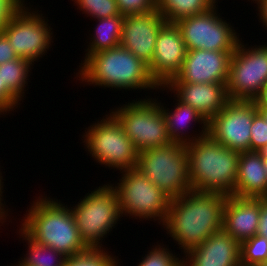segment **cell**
Segmentation results:
<instances>
[{"instance_id":"484cf974","label":"cell","mask_w":267,"mask_h":266,"mask_svg":"<svg viewBox=\"0 0 267 266\" xmlns=\"http://www.w3.org/2000/svg\"><path fill=\"white\" fill-rule=\"evenodd\" d=\"M105 247L87 246L78 253L65 256L63 266H120L119 257L116 258Z\"/></svg>"},{"instance_id":"5bb4252c","label":"cell","mask_w":267,"mask_h":266,"mask_svg":"<svg viewBox=\"0 0 267 266\" xmlns=\"http://www.w3.org/2000/svg\"><path fill=\"white\" fill-rule=\"evenodd\" d=\"M186 46L176 23L165 22L156 39L153 59L148 66L150 76L159 85H165L182 69Z\"/></svg>"},{"instance_id":"f1b7e54d","label":"cell","mask_w":267,"mask_h":266,"mask_svg":"<svg viewBox=\"0 0 267 266\" xmlns=\"http://www.w3.org/2000/svg\"><path fill=\"white\" fill-rule=\"evenodd\" d=\"M150 249L144 257H141L142 260L137 266H183V259L179 258L180 255H175L172 249L170 251L168 245L160 243Z\"/></svg>"},{"instance_id":"836d02e7","label":"cell","mask_w":267,"mask_h":266,"mask_svg":"<svg viewBox=\"0 0 267 266\" xmlns=\"http://www.w3.org/2000/svg\"><path fill=\"white\" fill-rule=\"evenodd\" d=\"M19 57L13 51L7 37L1 32L0 33V64L6 63L10 60L18 59Z\"/></svg>"},{"instance_id":"4dcf8cb0","label":"cell","mask_w":267,"mask_h":266,"mask_svg":"<svg viewBox=\"0 0 267 266\" xmlns=\"http://www.w3.org/2000/svg\"><path fill=\"white\" fill-rule=\"evenodd\" d=\"M250 151L258 152L267 144V122L257 113L251 126Z\"/></svg>"},{"instance_id":"d6a6232c","label":"cell","mask_w":267,"mask_h":266,"mask_svg":"<svg viewBox=\"0 0 267 266\" xmlns=\"http://www.w3.org/2000/svg\"><path fill=\"white\" fill-rule=\"evenodd\" d=\"M21 99L7 86L2 85V79L0 78V115L6 116V113H11L15 109L21 106ZM11 111V112H10Z\"/></svg>"},{"instance_id":"6da1fadb","label":"cell","mask_w":267,"mask_h":266,"mask_svg":"<svg viewBox=\"0 0 267 266\" xmlns=\"http://www.w3.org/2000/svg\"><path fill=\"white\" fill-rule=\"evenodd\" d=\"M226 199L227 195L220 192L192 189L171 199L162 227L174 243H177L181 254L184 255L212 234L223 230Z\"/></svg>"},{"instance_id":"8fae6325","label":"cell","mask_w":267,"mask_h":266,"mask_svg":"<svg viewBox=\"0 0 267 266\" xmlns=\"http://www.w3.org/2000/svg\"><path fill=\"white\" fill-rule=\"evenodd\" d=\"M215 4L206 12L176 22L187 50L235 51L240 39L236 28L220 16ZM217 9V10H216Z\"/></svg>"},{"instance_id":"1f68e13d","label":"cell","mask_w":267,"mask_h":266,"mask_svg":"<svg viewBox=\"0 0 267 266\" xmlns=\"http://www.w3.org/2000/svg\"><path fill=\"white\" fill-rule=\"evenodd\" d=\"M27 0H0V33L6 25L22 10Z\"/></svg>"},{"instance_id":"ffe728a7","label":"cell","mask_w":267,"mask_h":266,"mask_svg":"<svg viewBox=\"0 0 267 266\" xmlns=\"http://www.w3.org/2000/svg\"><path fill=\"white\" fill-rule=\"evenodd\" d=\"M234 196L267 197V175L259 152H240Z\"/></svg>"},{"instance_id":"83f0119b","label":"cell","mask_w":267,"mask_h":266,"mask_svg":"<svg viewBox=\"0 0 267 266\" xmlns=\"http://www.w3.org/2000/svg\"><path fill=\"white\" fill-rule=\"evenodd\" d=\"M82 13L92 20L119 15L116 0H71Z\"/></svg>"},{"instance_id":"4316f807","label":"cell","mask_w":267,"mask_h":266,"mask_svg":"<svg viewBox=\"0 0 267 266\" xmlns=\"http://www.w3.org/2000/svg\"><path fill=\"white\" fill-rule=\"evenodd\" d=\"M241 266H252L267 261V239L255 235L240 244Z\"/></svg>"},{"instance_id":"2e32d148","label":"cell","mask_w":267,"mask_h":266,"mask_svg":"<svg viewBox=\"0 0 267 266\" xmlns=\"http://www.w3.org/2000/svg\"><path fill=\"white\" fill-rule=\"evenodd\" d=\"M165 22L157 8L144 14L124 16L120 45L149 66L157 35Z\"/></svg>"},{"instance_id":"30bf717a","label":"cell","mask_w":267,"mask_h":266,"mask_svg":"<svg viewBox=\"0 0 267 266\" xmlns=\"http://www.w3.org/2000/svg\"><path fill=\"white\" fill-rule=\"evenodd\" d=\"M247 45L240 40L231 56L226 84L229 100L253 101L267 85V42Z\"/></svg>"},{"instance_id":"f546056e","label":"cell","mask_w":267,"mask_h":266,"mask_svg":"<svg viewBox=\"0 0 267 266\" xmlns=\"http://www.w3.org/2000/svg\"><path fill=\"white\" fill-rule=\"evenodd\" d=\"M123 16L144 14L156 9V0H116Z\"/></svg>"},{"instance_id":"d6986e66","label":"cell","mask_w":267,"mask_h":266,"mask_svg":"<svg viewBox=\"0 0 267 266\" xmlns=\"http://www.w3.org/2000/svg\"><path fill=\"white\" fill-rule=\"evenodd\" d=\"M260 198L227 196L223 209V230L240 244L257 234Z\"/></svg>"},{"instance_id":"7a4b0ae2","label":"cell","mask_w":267,"mask_h":266,"mask_svg":"<svg viewBox=\"0 0 267 266\" xmlns=\"http://www.w3.org/2000/svg\"><path fill=\"white\" fill-rule=\"evenodd\" d=\"M79 64L75 79L84 86L125 91L159 89L148 65L121 45L90 54Z\"/></svg>"},{"instance_id":"74e56055","label":"cell","mask_w":267,"mask_h":266,"mask_svg":"<svg viewBox=\"0 0 267 266\" xmlns=\"http://www.w3.org/2000/svg\"><path fill=\"white\" fill-rule=\"evenodd\" d=\"M253 101L255 102L256 107H267V85Z\"/></svg>"},{"instance_id":"9c48e42d","label":"cell","mask_w":267,"mask_h":266,"mask_svg":"<svg viewBox=\"0 0 267 266\" xmlns=\"http://www.w3.org/2000/svg\"><path fill=\"white\" fill-rule=\"evenodd\" d=\"M115 188L123 217L157 221L163 225L171 198L136 169L120 171Z\"/></svg>"},{"instance_id":"d4e9b609","label":"cell","mask_w":267,"mask_h":266,"mask_svg":"<svg viewBox=\"0 0 267 266\" xmlns=\"http://www.w3.org/2000/svg\"><path fill=\"white\" fill-rule=\"evenodd\" d=\"M34 64L24 58L7 61L0 64V78L2 85H7L21 100H23L26 86L31 76V69ZM25 89V90H24Z\"/></svg>"},{"instance_id":"52a82bcc","label":"cell","mask_w":267,"mask_h":266,"mask_svg":"<svg viewBox=\"0 0 267 266\" xmlns=\"http://www.w3.org/2000/svg\"><path fill=\"white\" fill-rule=\"evenodd\" d=\"M171 199L191 190L186 145L171 143L138 153L135 167Z\"/></svg>"},{"instance_id":"603a6c76","label":"cell","mask_w":267,"mask_h":266,"mask_svg":"<svg viewBox=\"0 0 267 266\" xmlns=\"http://www.w3.org/2000/svg\"><path fill=\"white\" fill-rule=\"evenodd\" d=\"M219 0H156V8L168 23L200 14L211 9Z\"/></svg>"},{"instance_id":"44dd1931","label":"cell","mask_w":267,"mask_h":266,"mask_svg":"<svg viewBox=\"0 0 267 266\" xmlns=\"http://www.w3.org/2000/svg\"><path fill=\"white\" fill-rule=\"evenodd\" d=\"M175 100L176 103L174 104V109L172 108L171 110L166 108L167 106H164V103H161V101L159 102L161 110L166 118L167 131L171 141L173 143L187 145L188 143L194 142L195 140L207 135L208 121L188 104H185L178 99ZM192 122L194 123L193 125L198 123L201 124L202 130L199 131L198 134L194 133V130L189 128L190 125H192ZM185 129L191 130L194 135H189L188 131Z\"/></svg>"},{"instance_id":"ab89813d","label":"cell","mask_w":267,"mask_h":266,"mask_svg":"<svg viewBox=\"0 0 267 266\" xmlns=\"http://www.w3.org/2000/svg\"><path fill=\"white\" fill-rule=\"evenodd\" d=\"M258 152L263 157V159H267V144L262 147Z\"/></svg>"},{"instance_id":"cb8c5ba5","label":"cell","mask_w":267,"mask_h":266,"mask_svg":"<svg viewBox=\"0 0 267 266\" xmlns=\"http://www.w3.org/2000/svg\"><path fill=\"white\" fill-rule=\"evenodd\" d=\"M17 232L19 238L28 243V251L15 266H63L65 256L61 252L36 242L20 227Z\"/></svg>"},{"instance_id":"277c9868","label":"cell","mask_w":267,"mask_h":266,"mask_svg":"<svg viewBox=\"0 0 267 266\" xmlns=\"http://www.w3.org/2000/svg\"><path fill=\"white\" fill-rule=\"evenodd\" d=\"M192 190L234 194L240 152L215 141L209 134L186 145Z\"/></svg>"},{"instance_id":"e0dca14e","label":"cell","mask_w":267,"mask_h":266,"mask_svg":"<svg viewBox=\"0 0 267 266\" xmlns=\"http://www.w3.org/2000/svg\"><path fill=\"white\" fill-rule=\"evenodd\" d=\"M175 93L179 101L188 104L208 122L217 115L229 101L224 83L167 82L159 91Z\"/></svg>"},{"instance_id":"60d3db41","label":"cell","mask_w":267,"mask_h":266,"mask_svg":"<svg viewBox=\"0 0 267 266\" xmlns=\"http://www.w3.org/2000/svg\"><path fill=\"white\" fill-rule=\"evenodd\" d=\"M252 266H267V261L266 262H262V263L254 264Z\"/></svg>"},{"instance_id":"4fadbf2b","label":"cell","mask_w":267,"mask_h":266,"mask_svg":"<svg viewBox=\"0 0 267 266\" xmlns=\"http://www.w3.org/2000/svg\"><path fill=\"white\" fill-rule=\"evenodd\" d=\"M257 113L254 101L229 100L208 122V134L231 150L250 151V130Z\"/></svg>"},{"instance_id":"e575fe53","label":"cell","mask_w":267,"mask_h":266,"mask_svg":"<svg viewBox=\"0 0 267 266\" xmlns=\"http://www.w3.org/2000/svg\"><path fill=\"white\" fill-rule=\"evenodd\" d=\"M257 235L267 239V197L260 198V218Z\"/></svg>"},{"instance_id":"b9f144b4","label":"cell","mask_w":267,"mask_h":266,"mask_svg":"<svg viewBox=\"0 0 267 266\" xmlns=\"http://www.w3.org/2000/svg\"><path fill=\"white\" fill-rule=\"evenodd\" d=\"M263 160H264L265 172H266V175H267V159H263Z\"/></svg>"},{"instance_id":"d590c367","label":"cell","mask_w":267,"mask_h":266,"mask_svg":"<svg viewBox=\"0 0 267 266\" xmlns=\"http://www.w3.org/2000/svg\"><path fill=\"white\" fill-rule=\"evenodd\" d=\"M255 4L257 5L258 8L256 9V11H258L257 15L259 16L258 21L261 22L263 28L267 30V0H258Z\"/></svg>"},{"instance_id":"7bdbcfd3","label":"cell","mask_w":267,"mask_h":266,"mask_svg":"<svg viewBox=\"0 0 267 266\" xmlns=\"http://www.w3.org/2000/svg\"><path fill=\"white\" fill-rule=\"evenodd\" d=\"M6 221L0 216V224H4Z\"/></svg>"},{"instance_id":"7402d4cb","label":"cell","mask_w":267,"mask_h":266,"mask_svg":"<svg viewBox=\"0 0 267 266\" xmlns=\"http://www.w3.org/2000/svg\"><path fill=\"white\" fill-rule=\"evenodd\" d=\"M98 24L94 34L89 38L88 48L85 49L84 60L95 52L114 48L120 45L124 16L122 14L95 20Z\"/></svg>"},{"instance_id":"ba28073f","label":"cell","mask_w":267,"mask_h":266,"mask_svg":"<svg viewBox=\"0 0 267 266\" xmlns=\"http://www.w3.org/2000/svg\"><path fill=\"white\" fill-rule=\"evenodd\" d=\"M110 110L138 152L171 144L166 118L159 100L150 96L132 100Z\"/></svg>"},{"instance_id":"f35d334b","label":"cell","mask_w":267,"mask_h":266,"mask_svg":"<svg viewBox=\"0 0 267 266\" xmlns=\"http://www.w3.org/2000/svg\"><path fill=\"white\" fill-rule=\"evenodd\" d=\"M256 108H257V112L267 122V107H256Z\"/></svg>"},{"instance_id":"ac0fdd59","label":"cell","mask_w":267,"mask_h":266,"mask_svg":"<svg viewBox=\"0 0 267 266\" xmlns=\"http://www.w3.org/2000/svg\"><path fill=\"white\" fill-rule=\"evenodd\" d=\"M184 256L183 266H241L240 243L224 230L212 234Z\"/></svg>"},{"instance_id":"5b68a950","label":"cell","mask_w":267,"mask_h":266,"mask_svg":"<svg viewBox=\"0 0 267 266\" xmlns=\"http://www.w3.org/2000/svg\"><path fill=\"white\" fill-rule=\"evenodd\" d=\"M72 207L80 239L88 247H103L107 234L115 228L122 212L112 183L96 187ZM104 239V241H103Z\"/></svg>"},{"instance_id":"7c38bea8","label":"cell","mask_w":267,"mask_h":266,"mask_svg":"<svg viewBox=\"0 0 267 266\" xmlns=\"http://www.w3.org/2000/svg\"><path fill=\"white\" fill-rule=\"evenodd\" d=\"M26 3L22 10L6 25L2 33L18 57L33 64L47 54L54 41L53 28L41 10ZM44 55V56H43Z\"/></svg>"},{"instance_id":"3957f363","label":"cell","mask_w":267,"mask_h":266,"mask_svg":"<svg viewBox=\"0 0 267 266\" xmlns=\"http://www.w3.org/2000/svg\"><path fill=\"white\" fill-rule=\"evenodd\" d=\"M39 195L21 219V229L36 242L64 256L84 250L87 246L80 239L70 206L47 194Z\"/></svg>"},{"instance_id":"8992f818","label":"cell","mask_w":267,"mask_h":266,"mask_svg":"<svg viewBox=\"0 0 267 266\" xmlns=\"http://www.w3.org/2000/svg\"><path fill=\"white\" fill-rule=\"evenodd\" d=\"M100 120L91 123L81 135L84 149L94 158L92 160L106 168L116 171L135 169L139 152L118 119L110 112Z\"/></svg>"},{"instance_id":"8d00e7d4","label":"cell","mask_w":267,"mask_h":266,"mask_svg":"<svg viewBox=\"0 0 267 266\" xmlns=\"http://www.w3.org/2000/svg\"><path fill=\"white\" fill-rule=\"evenodd\" d=\"M1 167V166H0ZM1 170V169H0ZM3 181V176H2V172L0 171V216L7 222V220L6 219H9L8 217H9V214H8V212L10 211L9 209H8V205L6 206V203H5V201H4V195H3V187H4V181ZM3 195V196H2ZM3 201H4V203H3ZM5 208H7V209H5ZM8 216V217H7Z\"/></svg>"},{"instance_id":"9a60e30c","label":"cell","mask_w":267,"mask_h":266,"mask_svg":"<svg viewBox=\"0 0 267 266\" xmlns=\"http://www.w3.org/2000/svg\"><path fill=\"white\" fill-rule=\"evenodd\" d=\"M233 52L187 50L182 69L168 82L227 84Z\"/></svg>"}]
</instances>
